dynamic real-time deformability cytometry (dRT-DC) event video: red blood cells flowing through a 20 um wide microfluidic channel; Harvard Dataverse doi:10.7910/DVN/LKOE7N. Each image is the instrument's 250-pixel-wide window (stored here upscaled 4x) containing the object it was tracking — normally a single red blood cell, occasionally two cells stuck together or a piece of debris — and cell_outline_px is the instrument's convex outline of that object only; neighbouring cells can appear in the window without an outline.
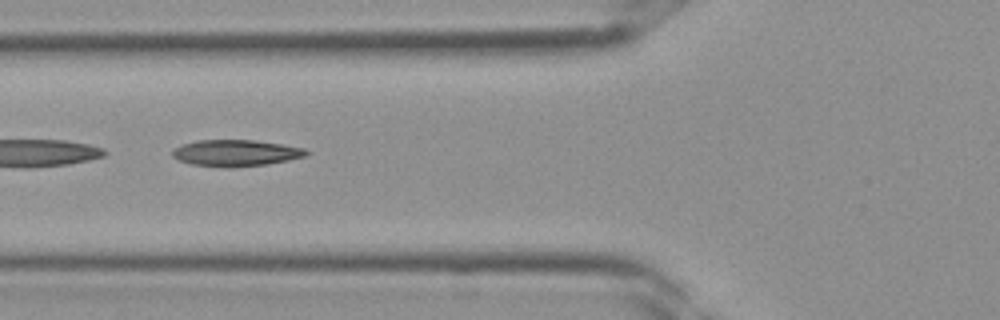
{"species": "Egyptian fruit bat (a non-hibernating species)", "species_latin": "Rousettus aegyptiacus", "temperature_condition": "room temperature", "stored_images_in_passage": 22, "camera_frame_rate_fps": 3000, "um_per_image_px": 0.085, "frame": {"image": 1, "passage_image": 10, "time_ms": 3.0, "image_size_px": [1000, 320], "cell_outline_px": [[312, 152], [308, 156], [268, 164], [232, 168], [224, 168], [192, 164], [180, 160], [172, 156], [172, 152], [176, 148], [184, 144], [196, 140], [256, 140], [304, 148]], "centroid_in_image_um": [20.1, 13.01], "position_along_channel_um": 105.7, "area_um2": 20.75}}